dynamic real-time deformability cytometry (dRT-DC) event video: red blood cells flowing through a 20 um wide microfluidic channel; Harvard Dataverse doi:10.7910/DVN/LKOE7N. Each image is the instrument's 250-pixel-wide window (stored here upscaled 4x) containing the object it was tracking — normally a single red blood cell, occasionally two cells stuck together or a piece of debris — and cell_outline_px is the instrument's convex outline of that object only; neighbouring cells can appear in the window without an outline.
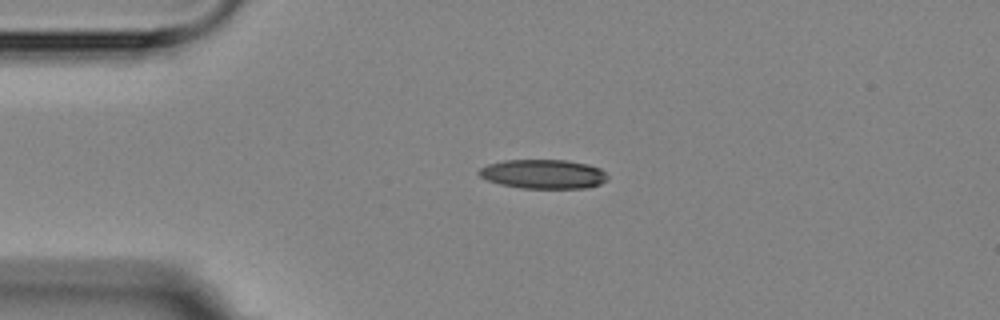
{"species": "Egyptian fruit bat (a non-hibernating species)", "species_latin": "Rousettus aegyptiacus", "temperature_condition": "room temperature", "stored_images_in_passage": 2, "camera_frame_rate_fps": 3000, "um_per_image_px": 0.085, "animal": {"sex": "female"}, "frame": {"image": 1, "passage_image": 1, "time_ms": 0.0, "image_size_px": [1000, 320], "cell_outline_px": [[608, 176], [600, 184], [584, 188], [520, 188], [500, 184], [488, 180], [480, 176], [476, 172], [480, 168], [488, 164], [504, 160], [568, 160], [588, 164], [600, 168]], "centroid_in_image_um": [46.16, 14.79], "position_along_channel_um": 38.8, "area_um2": 21.85}}